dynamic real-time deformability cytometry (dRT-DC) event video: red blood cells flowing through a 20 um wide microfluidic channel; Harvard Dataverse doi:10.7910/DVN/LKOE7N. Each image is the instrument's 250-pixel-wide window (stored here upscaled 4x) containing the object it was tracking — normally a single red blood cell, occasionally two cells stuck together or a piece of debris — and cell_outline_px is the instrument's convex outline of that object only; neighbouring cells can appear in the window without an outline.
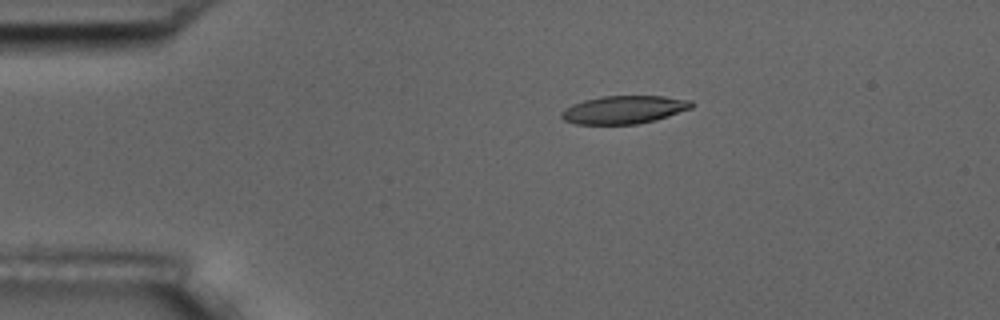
{"species": "common noctule bat (a hibernating species)", "species_latin": "Nyctalus noctula", "temperature_condition": "room temperature", "stored_images_in_passage": 46, "camera_frame_rate_fps": 3000, "um_per_image_px": 0.085, "animal": {"sex": "male", "body_mass_g": 17.5, "forearm_length_mm": 52.3}, "frame": {"image": 1, "passage_image": 1, "time_ms": 0.0, "image_size_px": [1000, 320], "cell_outline_px": [[696, 104], [692, 108], [656, 120], [636, 124], [576, 124], [564, 120], [560, 116], [560, 112], [564, 108], [572, 104], [584, 100], [600, 96], [664, 96], [692, 100]], "centroid_in_image_um": [53.05, 9.32], "position_along_channel_um": 32.0, "area_um2": 21.44}}
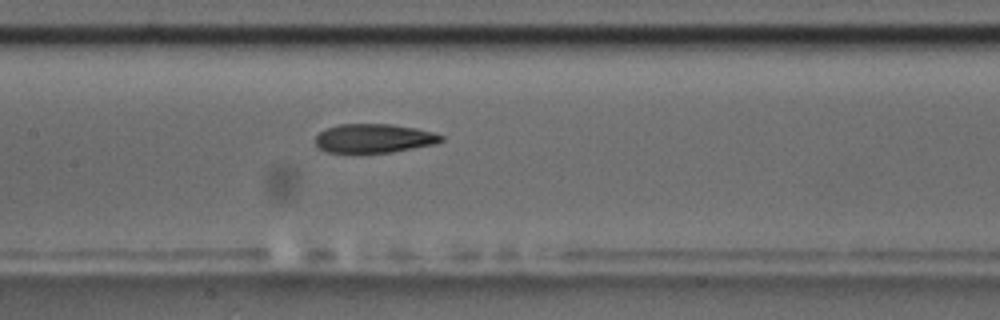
{"frame": {"image": 2, "passage_image": 17, "time_ms": 5.333, "image_size_px": [1000, 320], "cell_outline_px": [[444, 140], [436, 144], [392, 152], [328, 152], [316, 148], [316, 136], [320, 132], [328, 128], [340, 124], [392, 124], [416, 128], [432, 132], [444, 136]], "centroid_in_image_um": [31.81, 11.76], "position_along_channel_um": 175.6, "area_um2": 21.15}}
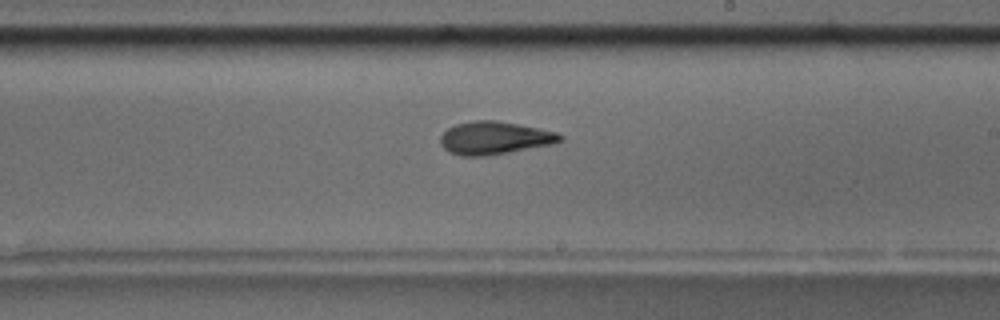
{"frame": {"image": 3, "passage_image": 23, "time_ms": 7.333, "image_size_px": [1000, 320], "cell_outline_px": [[564, 136], [560, 140], [552, 144], [508, 152], [484, 156], [460, 156], [448, 152], [440, 144], [440, 136], [448, 128], [456, 124], [472, 120], [496, 120], [556, 132]], "centroid_in_image_um": [41.97, 11.73], "position_along_channel_um": 247.0, "area_um2": 22.72}, "authors_computed_cell_mechanics": {"area_um2": 22.6576, "velocity_mm_per_s": 3.5802, "shape_relaxation_time_tau1_ms": 7.9481, "shape_relaxation_time_tau2_ms": 3.5259, "deformation_change_tau1": 0.2011, "deformation_change_tau2": 0.1109}}